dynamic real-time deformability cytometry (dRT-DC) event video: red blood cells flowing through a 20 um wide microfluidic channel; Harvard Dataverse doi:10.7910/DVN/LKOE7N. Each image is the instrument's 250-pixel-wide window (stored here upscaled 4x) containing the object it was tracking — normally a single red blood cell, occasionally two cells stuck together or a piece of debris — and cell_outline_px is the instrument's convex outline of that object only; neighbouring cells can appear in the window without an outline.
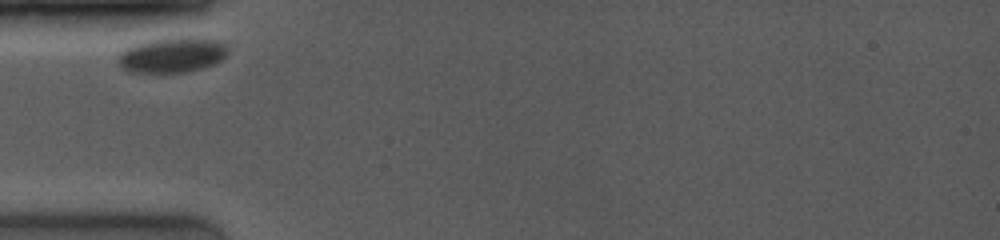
{"species": "common noctule bat (a hibernating species)", "species_latin": "Nyctalus noctula", "temperature_condition": "room temperature", "stored_images_in_passage": 32, "camera_frame_rate_fps": 4000, "um_per_image_px": 0.085, "animal": {"sex": "female", "body_mass_g": 19.0, "forearm_length_mm": 53.3}, "frame": {"image": 1, "passage_image": 1, "time_ms": 0.0, "image_size_px": [1000, 240], "cell_outline_px": [[228, 52], [216, 64], [204, 68], [188, 72], [128, 72], [120, 68], [116, 60], [116, 56], [124, 48], [132, 44], [152, 40], [180, 36], [188, 36], [220, 40], [224, 44]], "centroid_in_image_um": [14.59, 4.67], "position_along_channel_um": 70.4, "area_um2": 23.06}}
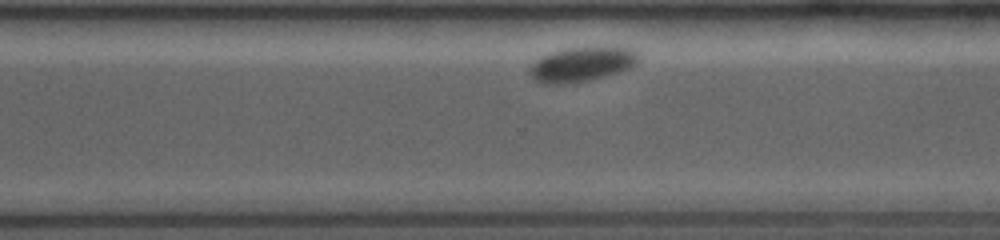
{"frame": {"image": 2, "passage_image": 25, "time_ms": 7.5, "image_size_px": [1000, 240], "cell_outline_px": [[640, 60], [636, 64], [628, 68], [604, 76], [572, 84], [544, 84], [536, 80], [528, 72], [528, 64], [540, 56], [564, 48], [628, 48], [636, 52], [640, 56]], "centroid_in_image_um": [49.37, 5.48], "position_along_channel_um": 321.2, "area_um2": 21.85}}
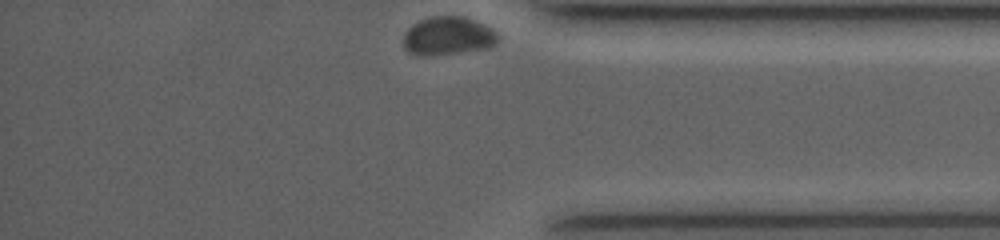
{"frame": {"image": 3, "passage_image": 32, "time_ms": 9.75, "image_size_px": [1000, 240], "cell_outline_px": [[500, 36], [496, 44], [488, 48], [428, 56], [420, 56], [408, 52], [404, 48], [404, 32], [412, 24], [420, 20], [432, 16], [464, 16], [484, 24], [492, 28]], "centroid_in_image_um": [38.08, 3.05], "position_along_channel_um": 397.1, "area_um2": 21.33}}